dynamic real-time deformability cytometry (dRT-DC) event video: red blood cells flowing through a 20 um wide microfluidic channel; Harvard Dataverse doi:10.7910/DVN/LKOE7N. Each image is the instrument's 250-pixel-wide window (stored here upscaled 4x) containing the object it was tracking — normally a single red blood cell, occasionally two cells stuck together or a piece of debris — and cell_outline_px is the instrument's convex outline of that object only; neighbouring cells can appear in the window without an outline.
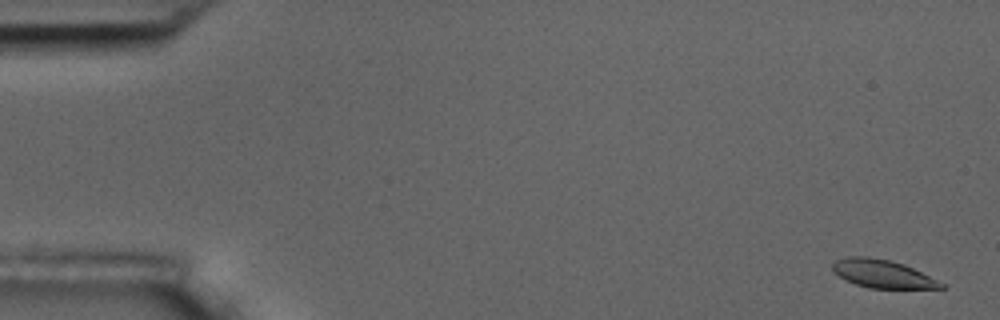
{"species": "common noctule bat (a hibernating species)", "species_latin": "Nyctalus noctula", "temperature_condition": "room temperature", "stored_images_in_passage": 5, "camera_frame_rate_fps": 3000, "um_per_image_px": 0.085, "animal": {"sex": "male", "body_mass_g": 17.5, "forearm_length_mm": 52.3}, "frame": {"image": 1, "passage_image": 1, "time_ms": 0.0, "image_size_px": [1000, 320], "cell_outline_px": [[948, 288], [868, 288], [856, 284], [832, 272], [832, 264], [836, 260], [848, 256], [868, 256], [888, 260], [904, 264], [944, 284]], "centroid_in_image_um": [74.97, 23.26], "position_along_channel_um": 10.0, "area_um2": 17.51}}
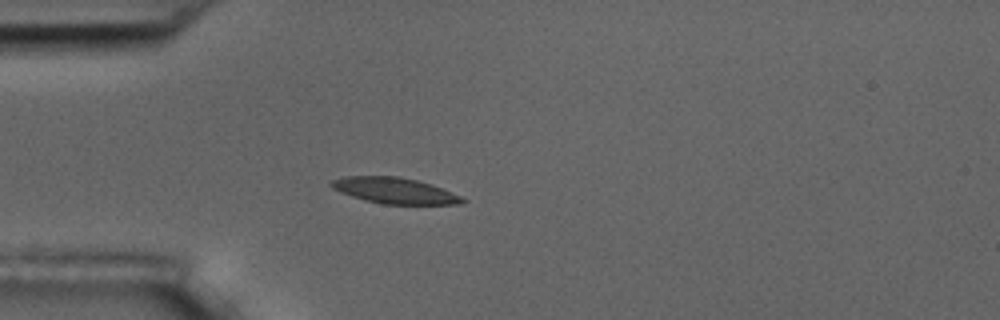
{"frame": {"image": 2, "passage_image": 5, "time_ms": 4.667, "image_size_px": [1000, 320], "cell_outline_px": [[468, 200], [460, 204], [384, 204], [364, 200], [340, 192], [332, 188], [328, 184], [332, 180], [344, 176], [396, 176], [416, 180], [432, 184], [460, 196]], "centroid_in_image_um": [33.52, 16.2], "position_along_channel_um": 51.5, "area_um2": 19.77}}